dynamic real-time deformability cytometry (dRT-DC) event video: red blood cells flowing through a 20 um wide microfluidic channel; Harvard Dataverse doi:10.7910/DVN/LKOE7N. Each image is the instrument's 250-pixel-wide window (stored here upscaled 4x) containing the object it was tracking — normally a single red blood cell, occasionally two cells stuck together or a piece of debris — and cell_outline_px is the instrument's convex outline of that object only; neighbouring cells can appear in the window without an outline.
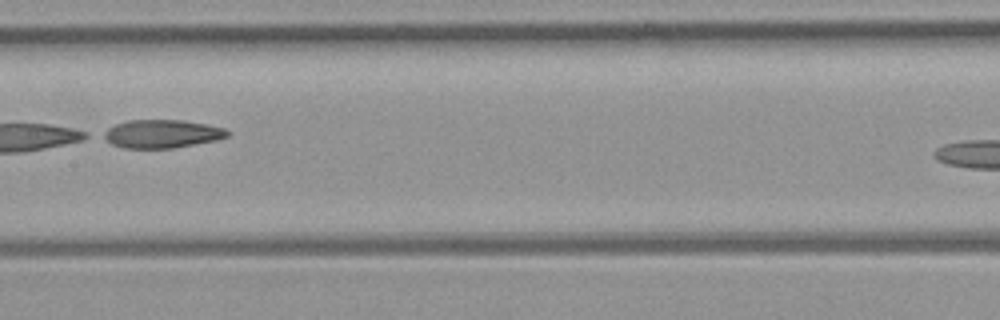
{"species": "common noctule bat (a hibernating species)", "species_latin": "Nyctalus noctula", "temperature_condition": "room temperature", "stored_images_in_passage": 8, "segment_of_instrument_passage": [1, 2], "camera_frame_rate_fps": 3000, "um_per_image_px": 0.085, "animal": {"sex": "female", "body_mass_g": 21.9}, "frame": {"image": 1, "passage_image": 4, "time_ms": 4.333, "image_size_px": [1000, 320], "cell_outline_px": [[232, 132], [228, 136], [216, 140], [172, 148], [124, 148], [112, 144], [100, 136], [100, 132], [116, 124], [128, 120], [184, 120], [208, 124], [224, 128]], "centroid_in_image_um": [13.74, 11.37], "position_along_channel_um": 193.7, "area_um2": 20.58}}
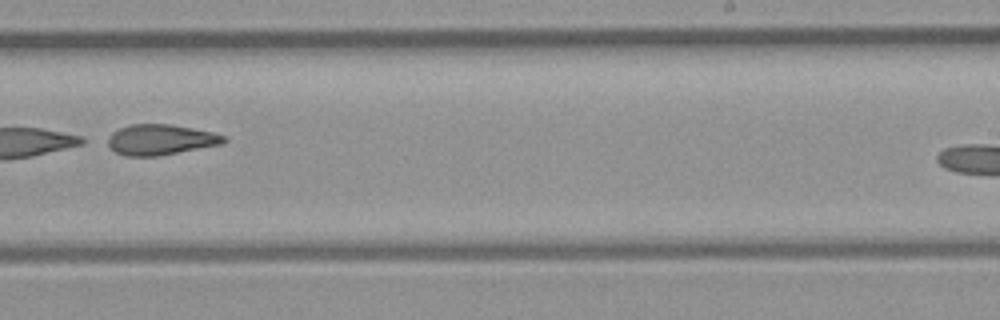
{"frame": {"image": 2, "passage_image": 6, "time_ms": 6.333, "image_size_px": [1000, 320], "cell_outline_px": [[228, 140], [220, 144], [156, 156], [124, 156], [116, 152], [100, 140], [112, 132], [128, 124], [172, 124], [212, 132], [224, 136]], "centroid_in_image_um": [13.52, 11.86], "position_along_channel_um": 275.5, "area_um2": 20.81}}
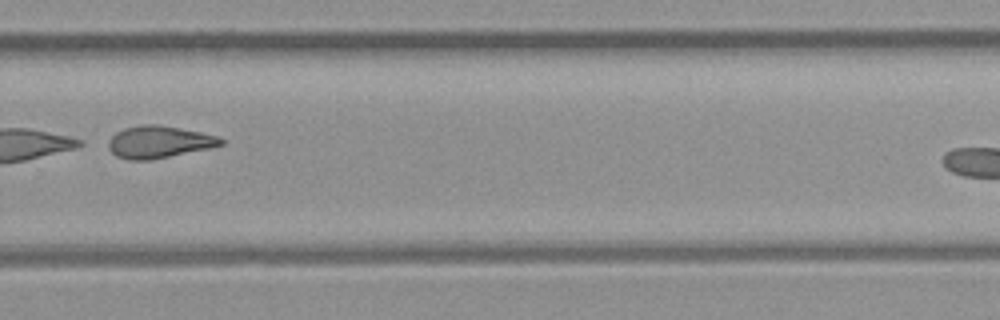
{"frame": {"image": 3, "passage_image": 7, "time_ms": 7.333, "image_size_px": [1000, 320], "cell_outline_px": [[224, 144], [212, 148], [148, 160], [128, 160], [116, 156], [108, 148], [108, 140], [116, 132], [124, 128], [144, 124], [156, 124], [180, 128], [200, 132], [216, 136], [224, 140]], "centroid_in_image_um": [13.5, 12.07], "position_along_channel_um": 316.3, "area_um2": 21.04}}